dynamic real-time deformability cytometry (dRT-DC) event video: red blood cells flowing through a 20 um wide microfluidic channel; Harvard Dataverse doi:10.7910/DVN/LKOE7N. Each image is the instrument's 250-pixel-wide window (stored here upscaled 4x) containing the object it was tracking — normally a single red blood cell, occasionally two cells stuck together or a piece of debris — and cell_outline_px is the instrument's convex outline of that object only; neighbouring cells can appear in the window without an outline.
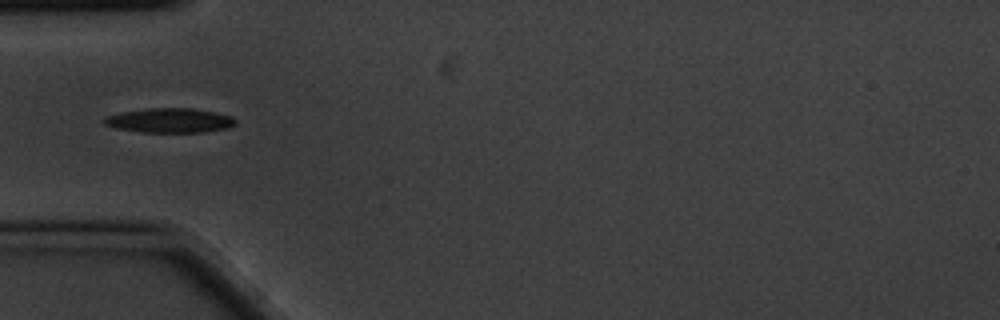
{"species": "common noctule bat (a hibernating species)", "species_latin": "Nyctalus noctula", "temperature_condition": "cold", "stored_images_in_passage": 10, "camera_frame_rate_fps": 3000, "um_per_image_px": 0.085, "animal": {"sex": "male", "body_mass_g": 20.1, "forearm_length_mm": 53.5}, "frame": {"image": 1, "passage_image": 6, "time_ms": 1.667, "image_size_px": [1000, 320], "cell_outline_px": [[236, 124], [228, 128], [204, 132], [140, 132], [116, 128], [104, 124], [100, 120], [104, 116], [120, 112], [148, 108], [192, 108], [232, 116], [236, 120]], "centroid_in_image_um": [14.37, 10.24], "position_along_channel_um": 70.6, "area_um2": 18.9}}